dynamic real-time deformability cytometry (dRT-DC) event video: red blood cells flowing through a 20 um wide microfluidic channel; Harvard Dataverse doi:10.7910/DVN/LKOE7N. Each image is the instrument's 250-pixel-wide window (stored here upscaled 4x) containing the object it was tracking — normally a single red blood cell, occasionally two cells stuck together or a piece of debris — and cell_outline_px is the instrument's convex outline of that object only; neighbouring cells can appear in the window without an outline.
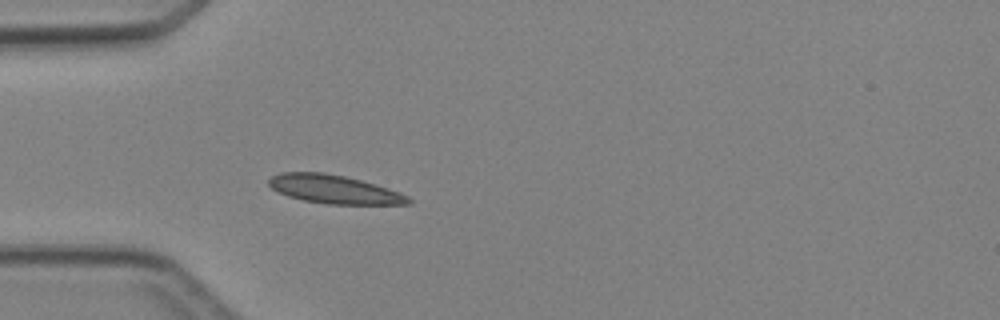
{"species": "Egyptian fruit bat (a non-hibernating species)", "species_latin": "Rousettus aegyptiacus", "temperature_condition": "cold", "stored_images_in_passage": 4, "camera_frame_rate_fps": 3000, "um_per_image_px": 0.085, "animal": {"sex": "female"}, "frame": {"image": 1, "passage_image": 4, "time_ms": 3.667, "image_size_px": [1000, 320], "cell_outline_px": [[412, 204], [328, 204], [304, 200], [288, 196], [276, 192], [268, 184], [268, 180], [272, 176], [280, 172], [324, 172], [344, 176], [376, 184], [400, 192], [408, 196], [412, 200]], "centroid_in_image_um": [28.4, 16.09], "position_along_channel_um": 56.6, "area_um2": 23.24}}